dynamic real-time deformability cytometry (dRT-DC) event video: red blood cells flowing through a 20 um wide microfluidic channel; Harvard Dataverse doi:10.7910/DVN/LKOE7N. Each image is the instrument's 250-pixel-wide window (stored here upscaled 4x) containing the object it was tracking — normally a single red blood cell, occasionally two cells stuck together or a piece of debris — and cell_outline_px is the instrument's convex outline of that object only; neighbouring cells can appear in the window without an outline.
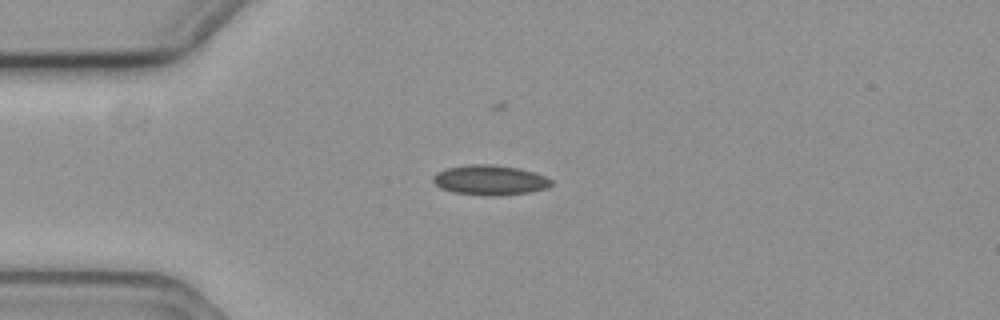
{"species": "common noctule bat (a hibernating species)", "species_latin": "Nyctalus noctula", "temperature_condition": "cold", "stored_images_in_passage": 7, "camera_frame_rate_fps": 3000, "um_per_image_px": 0.085, "animal": {"sex": "female", "body_mass_g": 19.3, "forearm_length_mm": 54.1}, "frame": {"image": 1, "passage_image": 2, "time_ms": 0.333, "image_size_px": [1000, 320], "cell_outline_px": [[552, 184], [548, 188], [528, 192], [500, 196], [480, 196], [452, 192], [440, 188], [432, 180], [432, 176], [436, 172], [444, 168], [468, 164], [492, 164], [520, 168], [544, 176], [552, 180]], "centroid_in_image_um": [41.6, 15.31], "position_along_channel_um": 43.4, "area_um2": 20.98}}
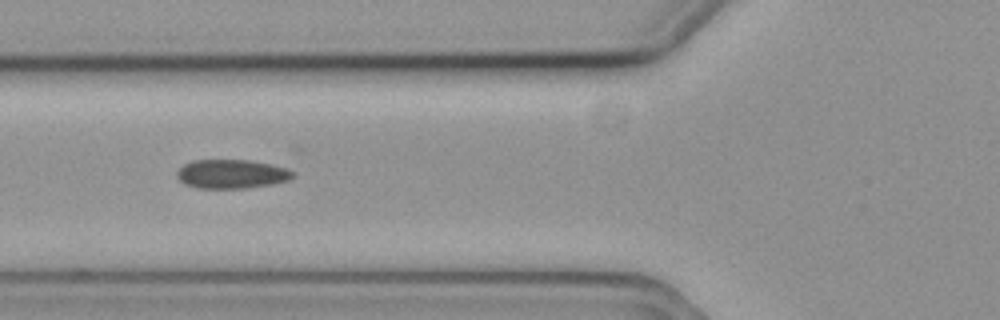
{"frame": {"image": 2, "passage_image": 4, "time_ms": 1.0, "image_size_px": [1000, 320], "cell_outline_px": [[296, 176], [288, 180], [272, 184], [244, 188], [196, 188], [184, 184], [176, 176], [176, 172], [184, 164], [192, 160], [248, 160], [272, 164], [296, 172]], "centroid_in_image_um": [19.68, 14.79], "position_along_channel_um": 106.1, "area_um2": 19.65}}
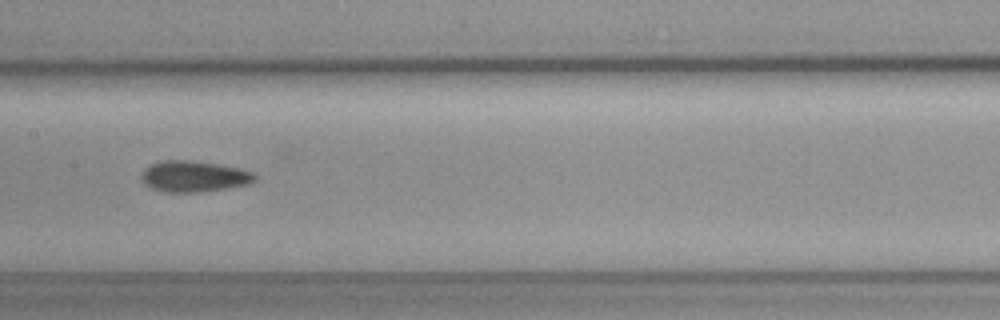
{"frame": {"image": 3, "passage_image": 6, "time_ms": 1.667, "image_size_px": [1000, 320], "cell_outline_px": [[256, 180], [248, 184], [200, 192], [164, 192], [148, 188], [140, 180], [140, 176], [152, 164], [160, 160], [192, 160], [240, 168], [252, 172], [256, 176]], "centroid_in_image_um": [16.45, 15.0], "position_along_channel_um": 191.0, "area_um2": 20.52}}